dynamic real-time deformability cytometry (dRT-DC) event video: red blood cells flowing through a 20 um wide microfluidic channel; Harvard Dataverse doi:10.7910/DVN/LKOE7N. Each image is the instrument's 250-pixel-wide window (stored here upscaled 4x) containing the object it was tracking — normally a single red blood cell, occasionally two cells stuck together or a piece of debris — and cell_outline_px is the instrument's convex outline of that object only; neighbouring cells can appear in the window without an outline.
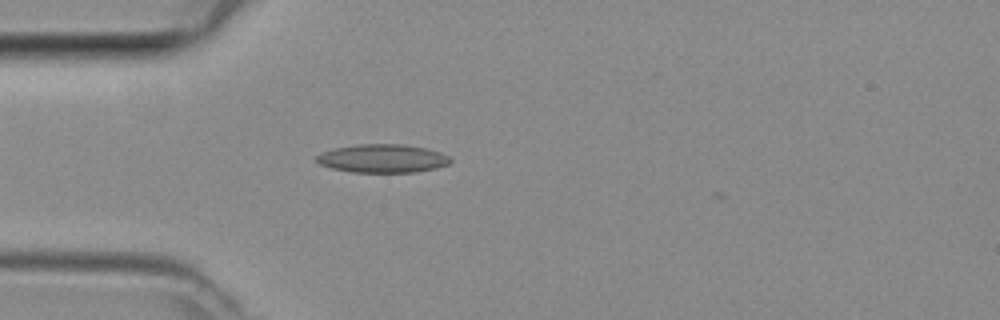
{"species": "common noctule bat (a hibernating species)", "species_latin": "Nyctalus noctula", "temperature_condition": "room temperature", "stored_images_in_passage": 3, "camera_frame_rate_fps": 3000, "um_per_image_px": 0.085, "animal": {"sex": "female", "body_mass_g": 29.2, "forearm_length_mm": 56.3}, "frame": {"image": 1, "passage_image": 2, "time_ms": 0.333, "image_size_px": [1000, 320], "cell_outline_px": [[452, 160], [448, 164], [436, 168], [416, 172], [352, 172], [332, 168], [320, 164], [316, 160], [316, 156], [320, 152], [332, 148], [356, 144], [404, 144], [424, 148], [440, 152], [448, 156]], "centroid_in_image_um": [32.49, 13.46], "position_along_channel_um": 52.5, "area_um2": 22.2}}